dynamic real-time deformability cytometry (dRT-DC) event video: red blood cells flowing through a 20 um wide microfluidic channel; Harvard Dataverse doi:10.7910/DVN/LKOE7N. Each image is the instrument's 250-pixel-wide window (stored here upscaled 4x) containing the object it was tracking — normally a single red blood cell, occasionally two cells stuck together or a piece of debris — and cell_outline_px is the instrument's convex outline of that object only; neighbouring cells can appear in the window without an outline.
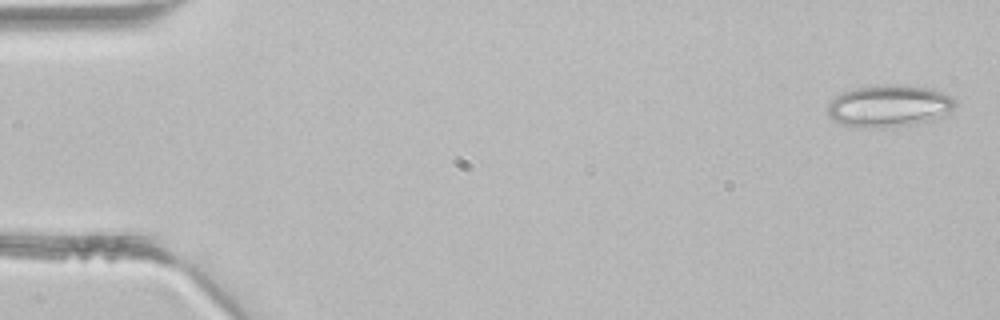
{"species": "common noctule bat (a hibernating species)", "species_latin": "Nyctalus noctula", "temperature_condition": "room temperature", "stored_images_in_passage": 4, "camera_frame_rate_fps": 3000, "um_per_image_px": 0.085, "animal": {"sex": "male", "body_mass_g": 21.5, "forearm_length_mm": 52.0}, "frame": {"image": 1, "passage_image": 1, "time_ms": 0.0, "image_size_px": [1000, 320], "cell_outline_px": [[956, 104], [948, 116], [916, 124], [892, 128], [856, 128], [840, 124], [832, 120], [828, 116], [828, 104], [840, 92], [856, 88], [876, 84], [908, 84], [936, 88], [952, 96], [956, 100]], "centroid_in_image_um": [75.62, 9.01], "position_along_channel_um": 9.4, "area_um2": 32.66}}
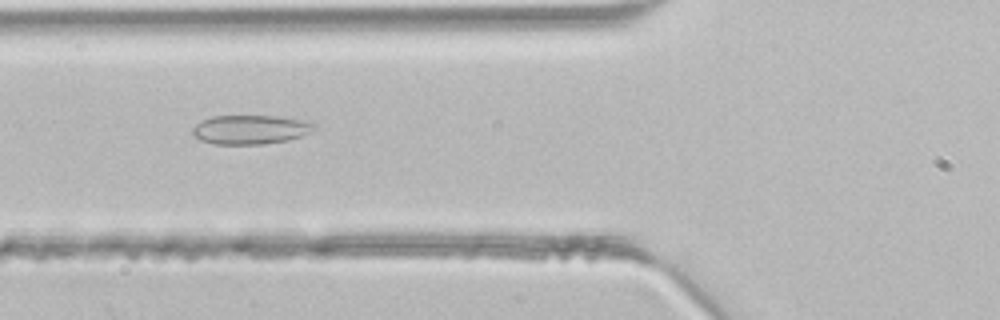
{"frame": {"image": 2, "passage_image": 4, "time_ms": 1.0, "image_size_px": [1000, 320], "cell_outline_px": [[316, 128], [312, 132], [288, 140], [264, 144], [212, 144], [200, 140], [192, 132], [192, 128], [200, 120], [212, 116], [280, 116], [312, 120], [316, 124]], "centroid_in_image_um": [21.34, 11.0], "position_along_channel_um": 104.5, "area_um2": 21.04}}